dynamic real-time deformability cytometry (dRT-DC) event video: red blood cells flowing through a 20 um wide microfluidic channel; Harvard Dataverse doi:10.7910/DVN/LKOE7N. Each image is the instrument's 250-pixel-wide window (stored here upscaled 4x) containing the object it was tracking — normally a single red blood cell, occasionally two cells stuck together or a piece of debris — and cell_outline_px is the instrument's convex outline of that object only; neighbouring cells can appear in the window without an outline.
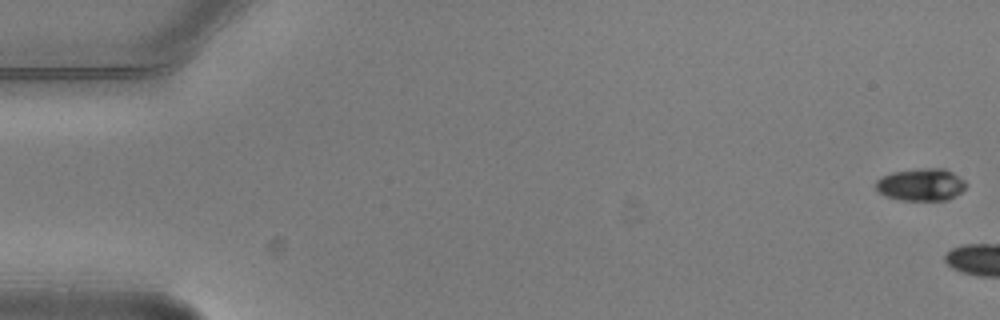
{"species": "common noctule bat (a hibernating species)", "species_latin": "Nyctalus noctula", "temperature_condition": "warm", "stored_images_in_passage": 6, "camera_frame_rate_fps": 3000, "um_per_image_px": 0.085, "animal": {"sex": "male", "body_mass_g": 20.5, "forearm_length_mm": 52.5}, "frame": {"image": 1, "passage_image": 1, "time_ms": 0.0, "image_size_px": [1000, 320], "cell_outline_px": [[968, 184], [960, 192], [948, 200], [900, 200], [884, 196], [876, 192], [876, 180], [892, 172], [924, 168], [944, 168], [952, 172], [964, 180]], "centroid_in_image_um": [78.27, 15.7], "position_along_channel_um": 6.7, "area_um2": 17.05}}
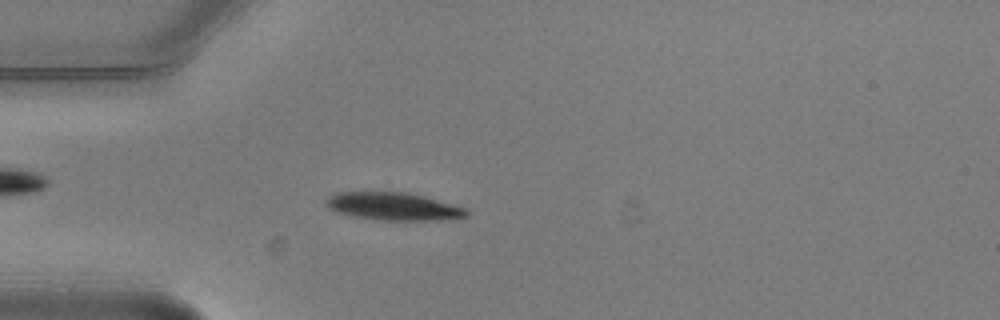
{"frame": {"image": 2, "passage_image": 6, "time_ms": 1.667, "image_size_px": [1000, 320], "cell_outline_px": [[468, 216], [460, 220], [380, 220], [348, 216], [336, 212], [328, 208], [324, 204], [324, 200], [328, 196], [336, 192], [408, 192], [424, 196], [468, 208]], "centroid_in_image_um": [33.46, 17.55], "position_along_channel_um": 51.5, "area_um2": 23.35}}